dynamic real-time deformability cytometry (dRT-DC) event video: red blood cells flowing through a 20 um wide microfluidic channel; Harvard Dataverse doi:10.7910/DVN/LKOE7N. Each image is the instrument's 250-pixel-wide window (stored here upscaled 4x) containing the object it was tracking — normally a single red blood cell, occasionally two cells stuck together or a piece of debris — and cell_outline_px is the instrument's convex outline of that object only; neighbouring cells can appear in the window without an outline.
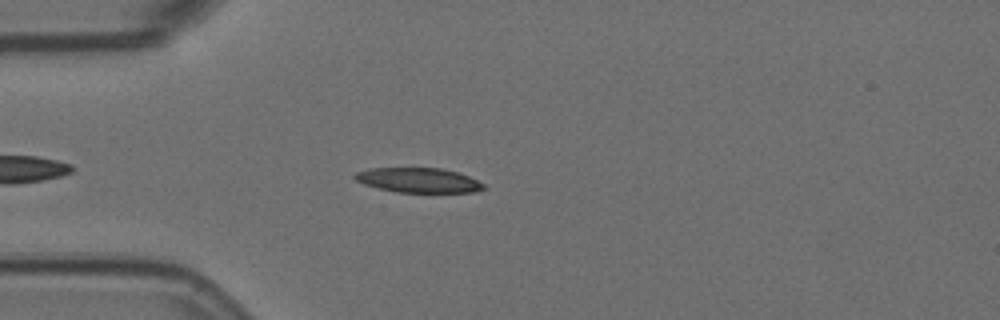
{"species": "Egyptian fruit bat (a non-hibernating species)", "species_latin": "Rousettus aegyptiacus", "temperature_condition": "room temperature", "stored_images_in_passage": 37, "camera_frame_rate_fps": 3000, "um_per_image_px": 0.085, "animal": {"sex": "female"}, "frame": {"image": 1, "passage_image": 3, "time_ms": 0.667, "image_size_px": [1000, 320], "cell_outline_px": [[488, 188], [476, 192], [396, 192], [364, 184], [356, 180], [352, 176], [356, 172], [368, 168], [440, 168], [456, 172], [468, 176], [484, 184]], "centroid_in_image_um": [35.57, 15.32], "position_along_channel_um": 49.4, "area_um2": 18.5}}
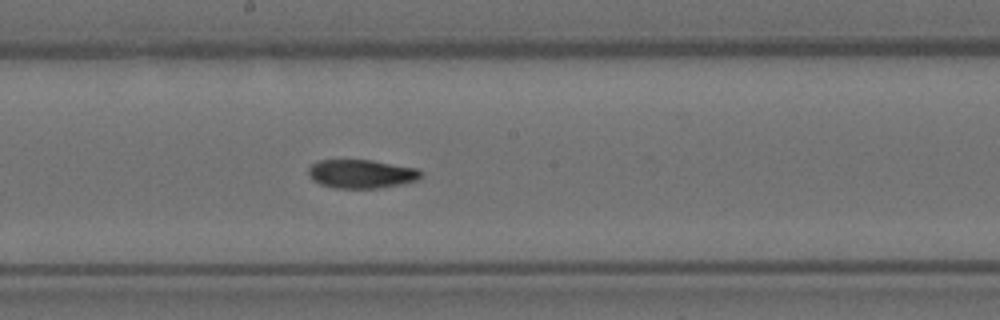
{"frame": {"image": 2, "passage_image": 18, "time_ms": 5.667, "image_size_px": [1000, 320], "cell_outline_px": [[424, 176], [420, 180], [404, 184], [380, 188], [336, 188], [320, 184], [312, 180], [308, 176], [308, 168], [312, 164], [320, 160], [372, 160], [416, 168]], "centroid_in_image_um": [30.74, 14.79], "position_along_channel_um": 217.5, "area_um2": 19.02}}
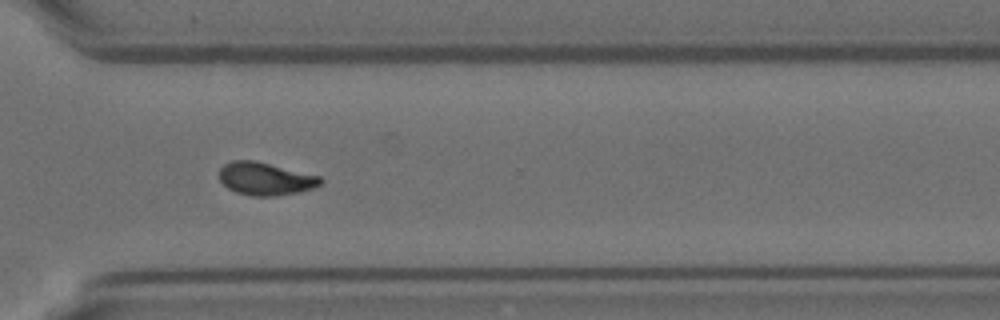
{"frame": {"image": 3, "passage_image": 29, "time_ms": 9.333, "image_size_px": [1000, 320], "cell_outline_px": [[324, 180], [320, 184], [312, 188], [296, 192], [276, 196], [252, 196], [236, 192], [228, 188], [220, 180], [220, 168], [224, 164], [232, 160], [252, 160], [320, 176]], "centroid_in_image_um": [22.54, 15.2], "position_along_channel_um": 348.1, "area_um2": 19.07}, "authors_computed_cell_mechanics": {"area_um2": 19.1896, "velocity_mm_per_s": 3.5742, "shape_relaxation_time_tau1_ms": 9.11, "shape_relaxation_time_tau2_ms": 4.8479, "deformation_change_tau1": 0.2463, "deformation_change_tau2": 0.1043}}